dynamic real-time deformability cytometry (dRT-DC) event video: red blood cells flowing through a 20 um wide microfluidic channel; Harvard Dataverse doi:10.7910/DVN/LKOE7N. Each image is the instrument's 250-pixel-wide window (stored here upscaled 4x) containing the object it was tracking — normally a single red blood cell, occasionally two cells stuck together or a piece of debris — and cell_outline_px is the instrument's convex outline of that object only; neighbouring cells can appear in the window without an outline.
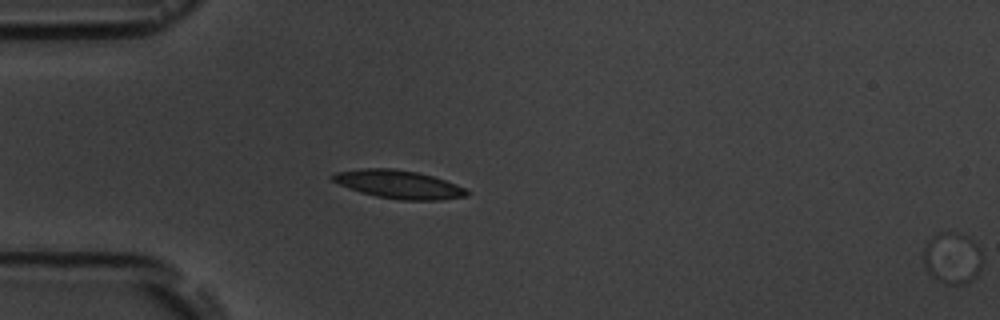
{"species": "common noctule bat (a hibernating species)", "species_latin": "Nyctalus noctula", "temperature_condition": "room temperature", "stored_images_in_passage": 4, "segment_of_instrument_passage": [2, 2], "camera_frame_rate_fps": 3000, "um_per_image_px": 0.085, "animal": {"sex": "male", "body_mass_g": 19.5, "forearm_length_mm": 54.6}, "frame": {"image": 1, "passage_image": 4, "time_ms": 4.333, "image_size_px": [1000, 320], "cell_outline_px": [[984, 260], [980, 272], [972, 280], [964, 284], [944, 284], [932, 276], [928, 272], [924, 264], [924, 248], [928, 240], [932, 236], [940, 232], [948, 232], [968, 236], [980, 248], [984, 256]], "centroid_in_image_um": [80.99, 21.95], "position_along_channel_um": 4.0, "area_um2": 17.98}}